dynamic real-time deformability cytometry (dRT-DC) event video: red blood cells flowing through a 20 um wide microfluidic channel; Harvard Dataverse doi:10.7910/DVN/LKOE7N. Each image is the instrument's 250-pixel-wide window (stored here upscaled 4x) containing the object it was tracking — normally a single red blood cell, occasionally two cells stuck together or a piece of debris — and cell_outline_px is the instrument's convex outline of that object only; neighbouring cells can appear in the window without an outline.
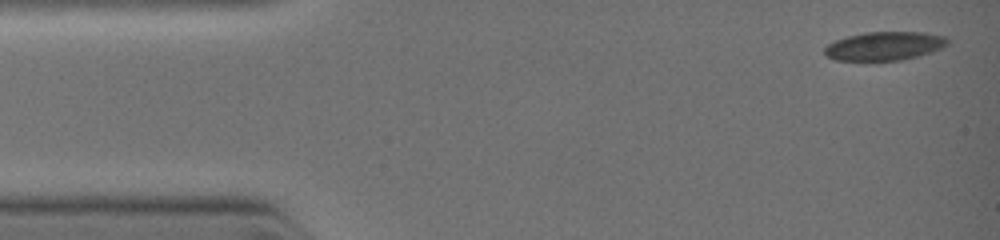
{"species": "common noctule bat (a hibernating species)", "species_latin": "Nyctalus noctula", "temperature_condition": "warm", "stored_images_in_passage": 4, "camera_frame_rate_fps": 3000, "um_per_image_px": 0.085, "animal": {"sex": "female", "body_mass_g": 19.0, "forearm_length_mm": 51.5}, "frame": {"image": 1, "passage_image": 1, "time_ms": 0.0, "image_size_px": [1000, 240], "cell_outline_px": [[948, 44], [932, 52], [900, 60], [836, 60], [828, 56], [824, 52], [824, 48], [828, 44], [836, 40], [848, 36], [864, 32], [924, 32], [944, 36], [948, 40]], "centroid_in_image_um": [75.18, 3.9], "position_along_channel_um": 9.8, "area_um2": 20.29}}